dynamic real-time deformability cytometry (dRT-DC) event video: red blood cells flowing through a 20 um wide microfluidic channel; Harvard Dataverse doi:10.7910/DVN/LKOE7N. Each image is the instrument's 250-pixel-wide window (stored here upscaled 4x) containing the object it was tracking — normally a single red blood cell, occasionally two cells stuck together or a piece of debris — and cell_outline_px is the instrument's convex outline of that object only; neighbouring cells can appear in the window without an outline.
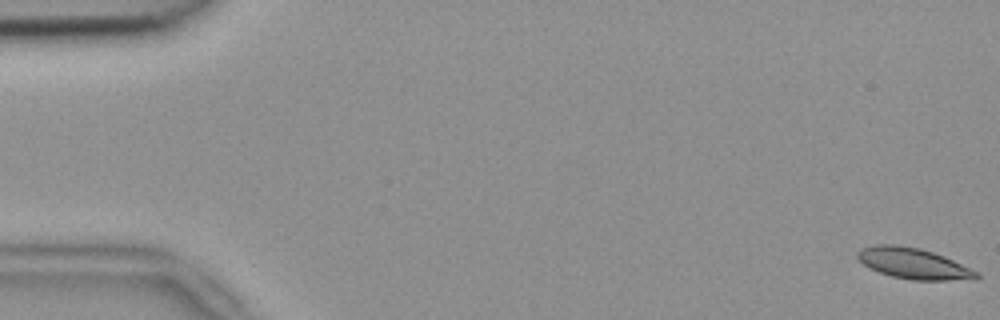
{"species": "common noctule bat (a hibernating species)", "species_latin": "Nyctalus noctula", "temperature_condition": "room temperature", "stored_images_in_passage": 54, "camera_frame_rate_fps": 3000, "um_per_image_px": 0.085, "animal": {"sex": "female", "body_mass_g": 18.4}, "frame": {"image": 1, "passage_image": 1, "time_ms": 0.0, "image_size_px": [1000, 320], "cell_outline_px": [[980, 276], [976, 280], [912, 280], [892, 276], [868, 268], [856, 256], [856, 252], [860, 248], [876, 244], [896, 244], [920, 248], [944, 256], [980, 272]], "centroid_in_image_um": [77.66, 22.39], "position_along_channel_um": 7.3, "area_um2": 21.62}}
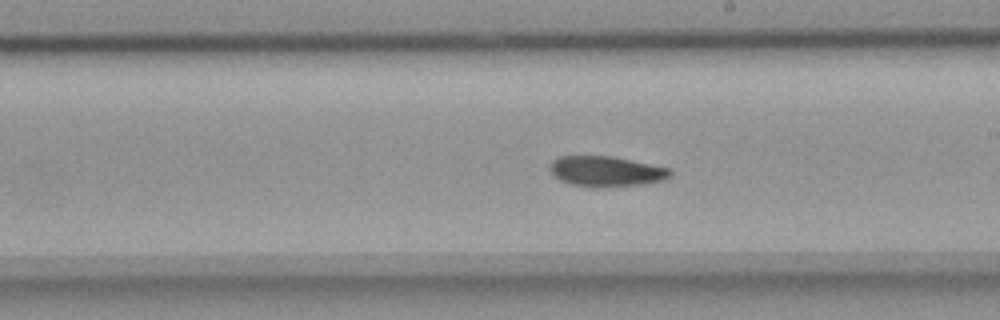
{"frame": {"image": 2, "passage_image": 31, "time_ms": 10.0, "image_size_px": [1000, 320], "cell_outline_px": [[672, 176], [664, 180], [648, 184], [568, 184], [560, 180], [548, 168], [552, 160], [560, 156], [612, 156], [672, 168]], "centroid_in_image_um": [51.58, 14.51], "position_along_channel_um": 237.4, "area_um2": 20.58}}
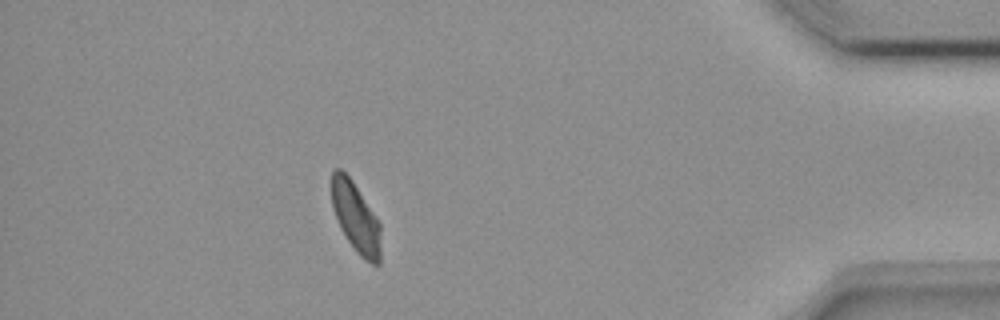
{"frame": {"image": 3, "passage_image": 48, "time_ms": 15.667, "image_size_px": [1000, 320], "cell_outline_px": [[380, 264], [372, 264], [364, 260], [356, 252], [340, 228], [332, 208], [332, 172], [336, 168], [340, 168], [352, 180], [376, 216], [380, 224]], "centroid_in_image_um": [30.24, 18.5], "position_along_channel_um": 405.0, "area_um2": 20.0}, "authors_computed_cell_mechanics": {"area_um2": 21.5305, "velocity_mm_per_s": 3.787, "shape_relaxation_time_tau1_ms": null, "shape_relaxation_time_tau2_ms": 5.527, "deformation_change_tau1": null, "deformation_change_tau2": 0.1093}}